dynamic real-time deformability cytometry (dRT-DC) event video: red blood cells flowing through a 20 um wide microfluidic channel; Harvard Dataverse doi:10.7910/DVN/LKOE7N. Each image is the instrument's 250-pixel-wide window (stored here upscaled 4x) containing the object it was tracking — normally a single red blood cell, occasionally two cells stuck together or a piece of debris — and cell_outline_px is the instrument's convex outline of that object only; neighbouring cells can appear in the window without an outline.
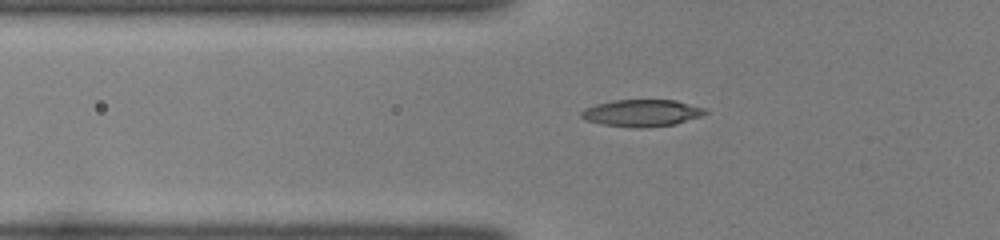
{"species": "common noctule bat (a hibernating species)", "species_latin": "Nyctalus noctula", "temperature_condition": "room temperature", "stored_images_in_passage": 35, "camera_frame_rate_fps": 3000, "um_per_image_px": 0.085, "animal": {"sex": "female", "body_mass_g": 22.0, "forearm_length_mm": 56.7}, "frame": {"image": 1, "passage_image": 3, "time_ms": 0.667, "image_size_px": [1000, 240], "cell_outline_px": [[708, 112], [700, 116], [676, 124], [636, 128], [600, 124], [584, 120], [580, 116], [580, 112], [584, 108], [596, 104], [612, 100], [676, 100], [704, 108]], "centroid_in_image_um": [54.5, 9.6], "position_along_channel_um": 71.3, "area_um2": 19.48}}
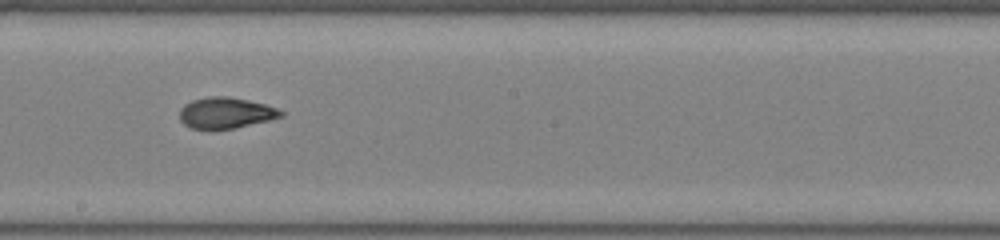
{"frame": {"image": 2, "passage_image": 15, "time_ms": 4.667, "image_size_px": [1000, 240], "cell_outline_px": [[284, 116], [268, 120], [232, 128], [212, 132], [208, 132], [192, 128], [184, 124], [180, 120], [180, 108], [184, 104], [192, 100], [208, 96], [228, 96], [248, 100], [264, 104], [276, 108], [284, 112]], "centroid_in_image_um": [19.13, 9.62], "position_along_channel_um": 229.1, "area_um2": 18.67}}
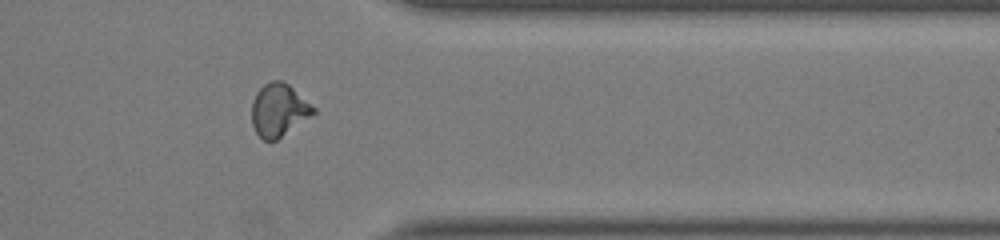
{"frame": {"image": 3, "passage_image": 27, "time_ms": 8.667, "image_size_px": [1000, 240], "cell_outline_px": [[316, 112], [276, 140], [264, 140], [256, 132], [252, 124], [252, 100], [256, 92], [264, 84], [272, 80], [284, 80], [316, 108]], "centroid_in_image_um": [23.68, 9.32], "position_along_channel_um": 387.7, "area_um2": 18.84}, "authors_computed_cell_mechanics": {"area_um2": 18.4382, "velocity_mm_per_s": 4.0344, "shape_relaxation_time_tau1_ms": 7.2897, "shape_relaxation_time_tau2_ms": 1.2189, "deformation_change_tau1": 0.2292, "deformation_change_tau2": 0.0655}}